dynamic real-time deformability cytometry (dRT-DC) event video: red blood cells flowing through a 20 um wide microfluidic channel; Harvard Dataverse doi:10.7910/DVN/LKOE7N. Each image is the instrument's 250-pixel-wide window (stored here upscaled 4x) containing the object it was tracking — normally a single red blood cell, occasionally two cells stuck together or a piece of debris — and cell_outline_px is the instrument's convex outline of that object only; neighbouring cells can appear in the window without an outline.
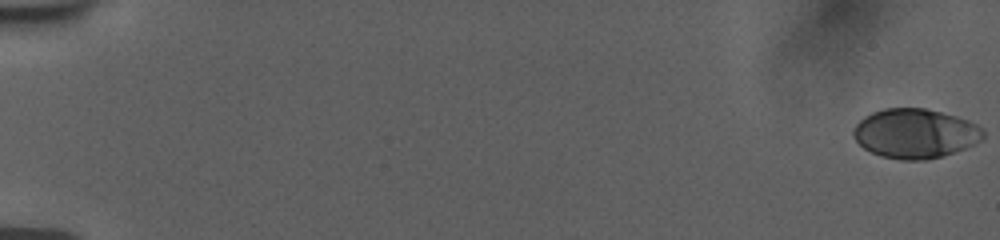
{"species": "human", "species_latin": "Homo sapiens", "temperature_condition": "room temperature", "stored_images_in_passage": 57, "camera_frame_rate_fps": 3000, "um_per_image_px": 0.085, "donor": {"sex": "female"}, "frame": {"image": 1, "passage_image": 1, "time_ms": 0.0, "image_size_px": [1000, 240], "cell_outline_px": [[984, 140], [964, 148], [940, 156], [924, 160], [900, 160], [880, 156], [864, 148], [852, 136], [852, 128], [864, 116], [872, 112], [884, 108], [924, 108], [956, 116], [968, 120], [984, 128]], "centroid_in_image_um": [77.78, 11.34], "position_along_channel_um": 7.2, "area_um2": 37.51}}
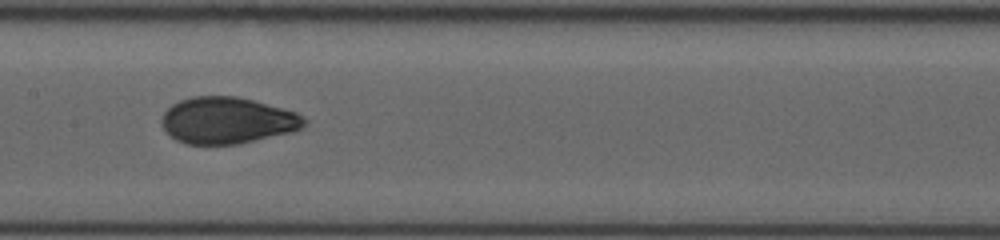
{"frame": {"image": 2, "passage_image": 31, "time_ms": 10.0, "image_size_px": [1000, 240], "cell_outline_px": [[308, 120], [304, 128], [292, 132], [236, 144], [184, 144], [176, 140], [164, 128], [160, 120], [164, 112], [172, 104], [180, 100], [192, 96], [236, 96], [252, 100], [296, 112], [304, 116]], "centroid_in_image_um": [19.33, 10.23], "position_along_channel_um": 188.1, "area_um2": 38.67}}
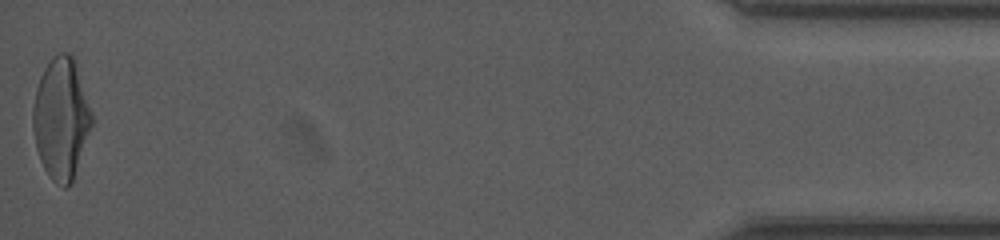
{"frame": {"image": 3, "passage_image": 57, "time_ms": 18.667, "image_size_px": [1000, 240], "cell_outline_px": [[92, 124], [72, 180], [64, 188], [56, 184], [48, 176], [40, 160], [36, 148], [32, 128], [32, 108], [36, 88], [40, 76], [44, 68], [52, 56], [60, 52], [68, 52], [72, 56], [92, 112]], "centroid_in_image_um": [5.16, 10.07], "position_along_channel_um": 430.0, "area_um2": 41.21}, "authors_computed_cell_mechanics": {"area_um2": 38.6682, "velocity_mm_per_s": 3.7441, "shape_relaxation_time_tau1_ms": 4.219, "shape_relaxation_time_tau2_ms": 0.7633, "deformation_change_tau1": 0.1754, "deformation_change_tau2": 0.0496}}